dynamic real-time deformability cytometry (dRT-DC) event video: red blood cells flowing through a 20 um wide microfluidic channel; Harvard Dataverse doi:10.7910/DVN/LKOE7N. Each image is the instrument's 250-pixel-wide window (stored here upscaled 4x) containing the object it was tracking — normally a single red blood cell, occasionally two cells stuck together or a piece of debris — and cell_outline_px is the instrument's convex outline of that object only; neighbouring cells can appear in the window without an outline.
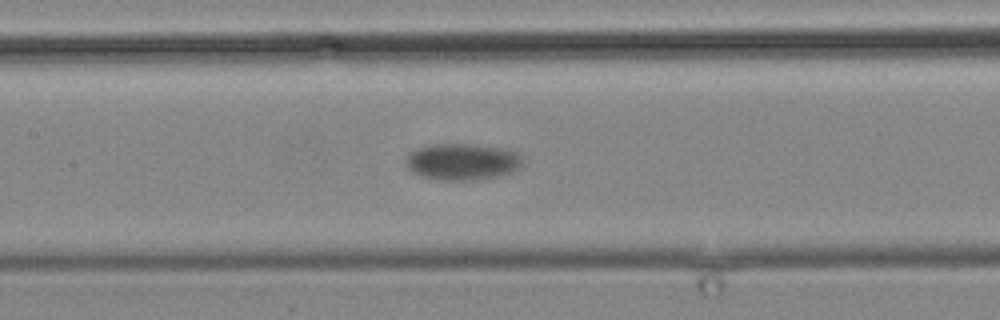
{"species": "common noctule bat (a hibernating species)", "species_latin": "Nyctalus noctula", "temperature_condition": "cold", "stored_images_in_passage": 18, "camera_frame_rate_fps": 3000, "um_per_image_px": 0.085, "animal": {"sex": "male", "body_mass_g": 19.2, "forearm_length_mm": 51.8}, "frame": {"image": 1, "passage_image": 18, "time_ms": 23.0, "image_size_px": [1000, 320], "cell_outline_px": [[520, 168], [496, 176], [472, 180], [444, 180], [424, 176], [412, 172], [408, 168], [404, 160], [412, 152], [420, 148], [432, 144], [476, 144], [504, 148], [520, 152]], "centroid_in_image_um": [39.3, 13.73], "position_along_channel_um": 168.1, "area_um2": 24.57}}